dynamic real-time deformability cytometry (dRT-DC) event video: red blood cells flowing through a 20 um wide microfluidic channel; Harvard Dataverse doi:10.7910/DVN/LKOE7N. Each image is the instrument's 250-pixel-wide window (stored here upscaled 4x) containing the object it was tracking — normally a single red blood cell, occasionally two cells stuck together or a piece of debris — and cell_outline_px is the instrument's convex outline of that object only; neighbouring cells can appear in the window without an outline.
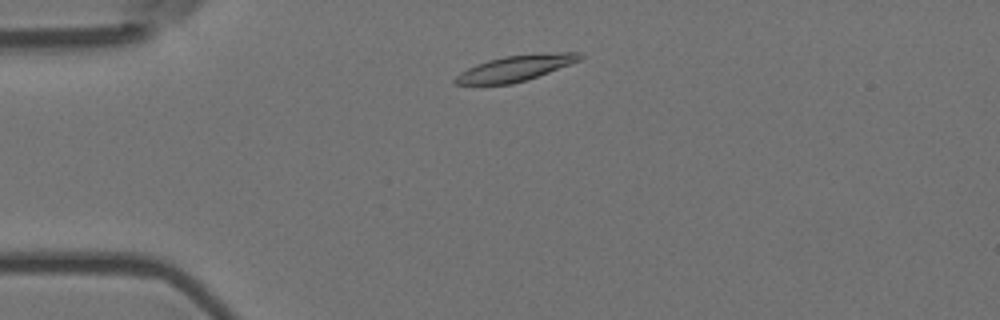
{"species": "Egyptian fruit bat (a non-hibernating species)", "species_latin": "Rousettus aegyptiacus", "temperature_condition": "room temperature", "stored_images_in_passage": 3, "camera_frame_rate_fps": 3000, "um_per_image_px": 0.085, "animal": {"sex": "female"}, "frame": {"image": 1, "passage_image": 2, "time_ms": 0.333, "image_size_px": [1000, 320], "cell_outline_px": [[584, 56], [580, 60], [548, 72], [512, 84], [456, 84], [452, 80], [460, 72], [476, 64], [488, 60], [504, 56], [560, 52], [580, 52]], "centroid_in_image_um": [43.79, 5.79], "position_along_channel_um": 41.2, "area_um2": 18.32}}